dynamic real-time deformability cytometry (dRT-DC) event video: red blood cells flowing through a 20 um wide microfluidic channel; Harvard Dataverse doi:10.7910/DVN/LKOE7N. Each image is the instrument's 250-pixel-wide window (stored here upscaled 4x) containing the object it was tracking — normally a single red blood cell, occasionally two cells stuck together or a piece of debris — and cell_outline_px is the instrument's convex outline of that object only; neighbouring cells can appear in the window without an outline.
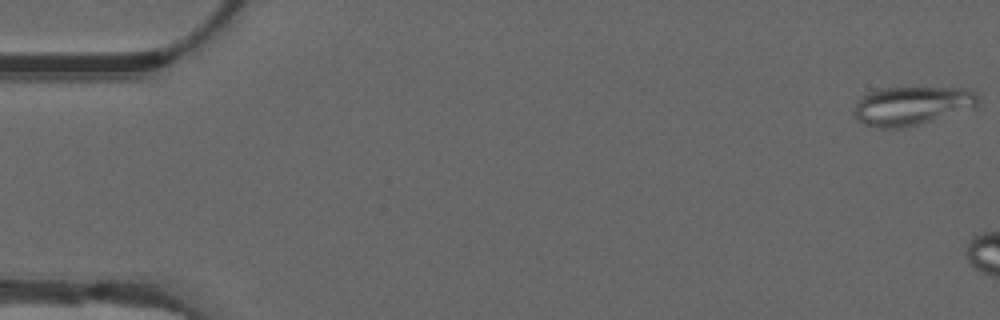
{"species": "common noctule bat (a hibernating species)", "species_latin": "Nyctalus noctula", "temperature_condition": "warm", "stored_images_in_passage": 6, "camera_frame_rate_fps": 3000, "um_per_image_px": 0.085, "animal": {"sex": "male", "forearm_length_mm": 52.5}, "frame": {"image": 1, "passage_image": 1, "time_ms": 0.0, "image_size_px": [1000, 320], "cell_outline_px": [[976, 108], [932, 120], [900, 128], [876, 128], [864, 124], [856, 116], [856, 100], [868, 92], [880, 88], [964, 88], [976, 92]], "centroid_in_image_um": [77.5, 8.98], "position_along_channel_um": 7.5, "area_um2": 27.63}}